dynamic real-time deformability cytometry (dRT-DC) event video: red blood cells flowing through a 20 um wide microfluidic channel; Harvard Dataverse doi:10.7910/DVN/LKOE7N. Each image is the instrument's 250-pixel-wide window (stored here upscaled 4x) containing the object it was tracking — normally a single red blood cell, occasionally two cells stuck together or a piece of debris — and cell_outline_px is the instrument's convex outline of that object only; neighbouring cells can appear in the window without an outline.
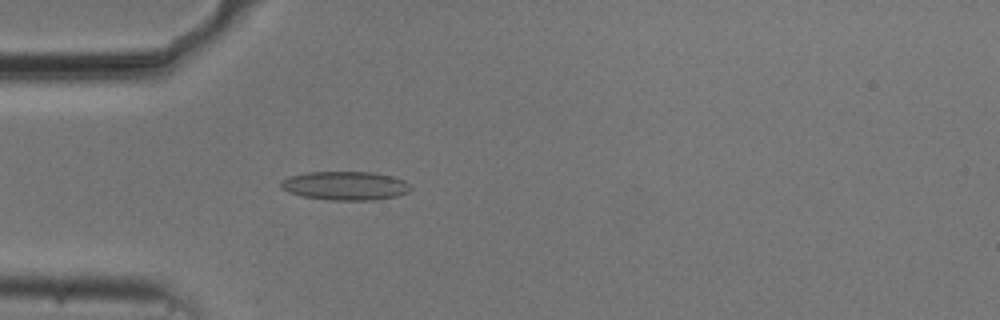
{"species": "common noctule bat (a hibernating species)", "species_latin": "Nyctalus noctula", "temperature_condition": "cold", "stored_images_in_passage": 54, "camera_frame_rate_fps": 3000, "um_per_image_px": 0.085, "animal": {"sex": "male", "body_mass_g": 20.5, "forearm_length_mm": 52.5}, "frame": {"image": 1, "passage_image": 16, "time_ms": 5.0, "image_size_px": [1000, 320], "cell_outline_px": [[412, 188], [408, 192], [396, 196], [372, 200], [328, 200], [304, 196], [288, 192], [280, 188], [280, 180], [288, 176], [308, 172], [372, 172], [404, 180]], "centroid_in_image_um": [29.29, 15.78], "position_along_channel_um": 55.7, "area_um2": 21.68}}
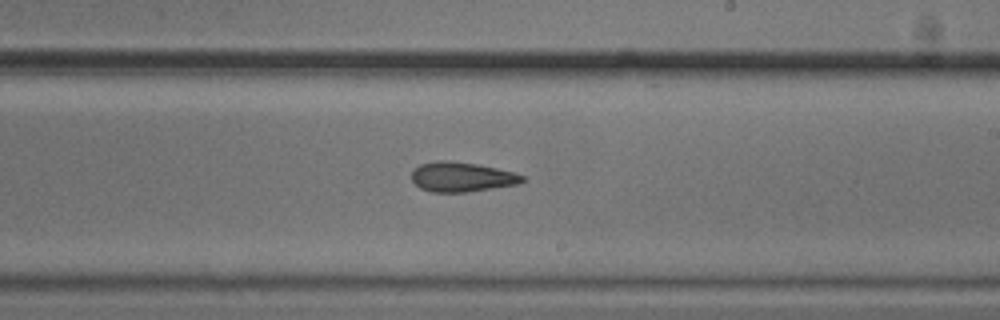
{"frame": {"image": 2, "passage_image": 32, "time_ms": 10.333, "image_size_px": [1000, 320], "cell_outline_px": [[528, 180], [520, 184], [468, 192], [432, 192], [420, 188], [412, 180], [412, 172], [420, 164], [436, 160], [448, 160], [476, 164], [496, 168], [512, 172], [524, 176]], "centroid_in_image_um": [39.28, 15.04], "position_along_channel_um": 249.7, "area_um2": 19.25}}
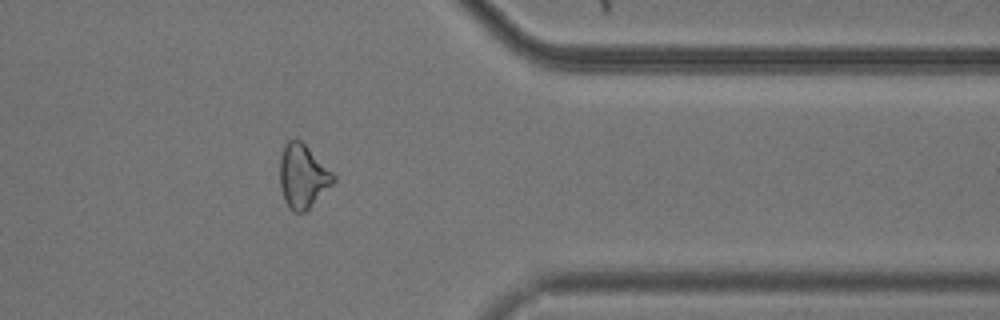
{"frame": {"image": 3, "passage_image": 44, "time_ms": 14.333, "image_size_px": [1000, 320], "cell_outline_px": [[336, 180], [304, 212], [296, 212], [288, 208], [284, 200], [280, 188], [280, 156], [284, 144], [288, 140], [300, 140], [336, 176]], "centroid_in_image_um": [25.7, 14.98], "position_along_channel_um": 385.7, "area_um2": 19.54}, "authors_computed_cell_mechanics": {"area_um2": 20.0855, "velocity_mm_per_s": 3.72, "shape_relaxation_time_tau1_ms": null, "shape_relaxation_time_tau2_ms": 1.8105, "deformation_change_tau1": null, "deformation_change_tau2": 0.1006}}